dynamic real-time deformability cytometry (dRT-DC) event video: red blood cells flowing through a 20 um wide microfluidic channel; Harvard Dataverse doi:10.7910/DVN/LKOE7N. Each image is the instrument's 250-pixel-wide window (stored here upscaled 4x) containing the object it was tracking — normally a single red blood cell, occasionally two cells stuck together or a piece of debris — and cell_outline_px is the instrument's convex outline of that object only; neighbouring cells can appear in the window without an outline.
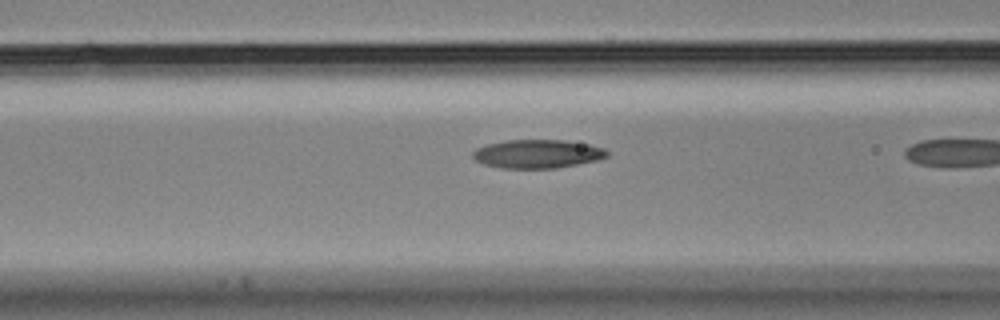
{"species": "Egyptian fruit bat (a non-hibernating species)", "species_latin": "Rousettus aegyptiacus", "temperature_condition": "cold", "stored_images_in_passage": 13, "camera_frame_rate_fps": 3000, "um_per_image_px": 0.085, "animal": {"sex": "male"}, "frame": {"image": 1, "passage_image": 11, "time_ms": 3.333, "image_size_px": [1000, 320], "cell_outline_px": [[608, 156], [596, 160], [556, 168], [500, 168], [484, 164], [476, 160], [472, 156], [472, 152], [476, 148], [488, 144], [508, 140], [564, 140], [588, 144], [604, 148], [608, 152]], "centroid_in_image_um": [45.67, 13.08], "position_along_channel_um": 120.9, "area_um2": 22.2}}